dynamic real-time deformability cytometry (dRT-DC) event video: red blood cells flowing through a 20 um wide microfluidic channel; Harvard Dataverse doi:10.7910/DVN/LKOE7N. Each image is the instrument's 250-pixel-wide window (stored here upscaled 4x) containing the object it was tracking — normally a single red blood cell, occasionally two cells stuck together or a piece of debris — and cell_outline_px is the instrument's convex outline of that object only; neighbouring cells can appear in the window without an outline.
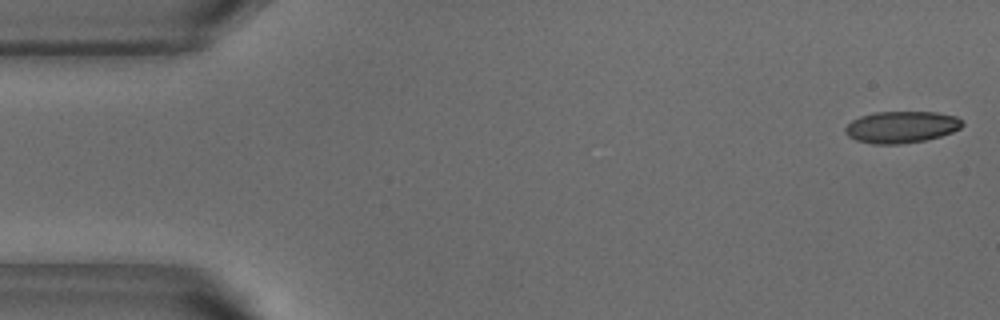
{"species": "common noctule bat (a hibernating species)", "species_latin": "Nyctalus noctula", "temperature_condition": "warm", "stored_images_in_passage": 51, "camera_frame_rate_fps": 3000, "um_per_image_px": 0.085, "animal": {"sex": "male", "body_mass_g": 18.8}, "frame": {"image": 1, "passage_image": 1, "time_ms": 0.0, "image_size_px": [1000, 320], "cell_outline_px": [[964, 124], [960, 128], [952, 132], [940, 136], [924, 140], [900, 144], [872, 144], [856, 140], [848, 136], [844, 132], [844, 128], [852, 120], [860, 116], [876, 112], [936, 112], [956, 116]], "centroid_in_image_um": [76.59, 10.8], "position_along_channel_um": 8.4, "area_um2": 21.62}}
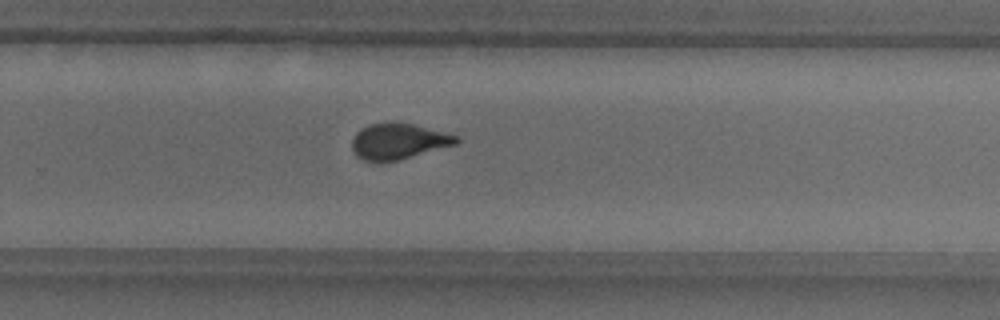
{"frame": {"image": 2, "passage_image": 33, "time_ms": 10.667, "image_size_px": [1000, 320], "cell_outline_px": [[460, 140], [456, 144], [400, 160], [380, 164], [364, 160], [356, 156], [352, 148], [352, 140], [356, 132], [360, 128], [368, 124], [392, 120], [412, 124], [456, 136]], "centroid_in_image_um": [33.78, 12.02], "position_along_channel_um": 296.0, "area_um2": 22.2}}
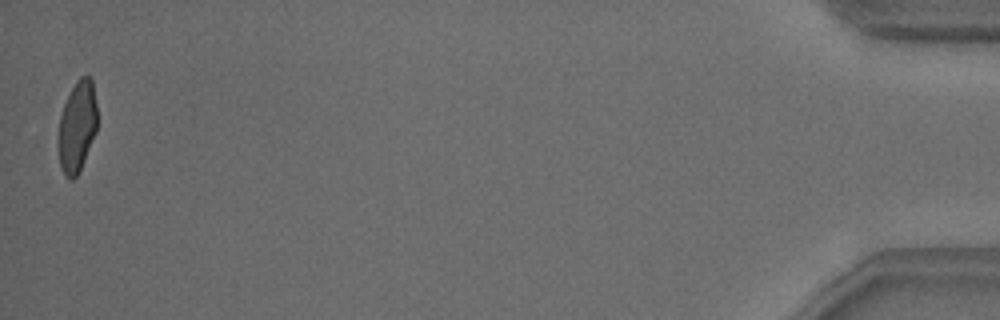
{"frame": {"image": 3, "passage_image": 51, "time_ms": 16.667, "image_size_px": [1000, 320], "cell_outline_px": [[96, 132], [80, 172], [72, 180], [64, 176], [60, 168], [56, 144], [56, 140], [60, 116], [64, 104], [76, 80], [80, 76], [88, 76], [92, 80], [96, 104]], "centroid_in_image_um": [6.52, 10.83], "position_along_channel_um": 428.7, "area_um2": 21.1}, "authors_computed_cell_mechanics": {"area_um2": 22.4842, "velocity_mm_per_s": 3.8348, "shape_relaxation_time_tau1_ms": 8.8883, "shape_relaxation_time_tau2_ms": 0.6751, "deformation_change_tau1": 0.2147, "deformation_change_tau2": 0.0598}}